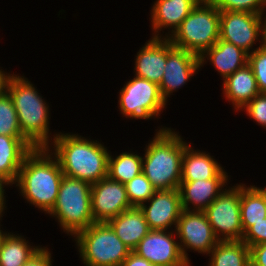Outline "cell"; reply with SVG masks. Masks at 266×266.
<instances>
[{
    "label": "cell",
    "mask_w": 266,
    "mask_h": 266,
    "mask_svg": "<svg viewBox=\"0 0 266 266\" xmlns=\"http://www.w3.org/2000/svg\"><path fill=\"white\" fill-rule=\"evenodd\" d=\"M74 237L86 266H121L132 252L108 222H94Z\"/></svg>",
    "instance_id": "52a82bcc"
},
{
    "label": "cell",
    "mask_w": 266,
    "mask_h": 266,
    "mask_svg": "<svg viewBox=\"0 0 266 266\" xmlns=\"http://www.w3.org/2000/svg\"><path fill=\"white\" fill-rule=\"evenodd\" d=\"M174 230L180 239L181 252L188 262L186 249L209 254L219 242L204 211L182 210Z\"/></svg>",
    "instance_id": "30bf717a"
},
{
    "label": "cell",
    "mask_w": 266,
    "mask_h": 266,
    "mask_svg": "<svg viewBox=\"0 0 266 266\" xmlns=\"http://www.w3.org/2000/svg\"><path fill=\"white\" fill-rule=\"evenodd\" d=\"M41 249L28 244L23 236L8 233L0 246V266H23Z\"/></svg>",
    "instance_id": "484cf974"
},
{
    "label": "cell",
    "mask_w": 266,
    "mask_h": 266,
    "mask_svg": "<svg viewBox=\"0 0 266 266\" xmlns=\"http://www.w3.org/2000/svg\"><path fill=\"white\" fill-rule=\"evenodd\" d=\"M51 260V253L44 247L23 266H52Z\"/></svg>",
    "instance_id": "e575fe53"
},
{
    "label": "cell",
    "mask_w": 266,
    "mask_h": 266,
    "mask_svg": "<svg viewBox=\"0 0 266 266\" xmlns=\"http://www.w3.org/2000/svg\"><path fill=\"white\" fill-rule=\"evenodd\" d=\"M0 135L23 136L13 101L6 91L0 94Z\"/></svg>",
    "instance_id": "83f0119b"
},
{
    "label": "cell",
    "mask_w": 266,
    "mask_h": 266,
    "mask_svg": "<svg viewBox=\"0 0 266 266\" xmlns=\"http://www.w3.org/2000/svg\"><path fill=\"white\" fill-rule=\"evenodd\" d=\"M132 207L125 184L107 176L91 185V211L94 222H108Z\"/></svg>",
    "instance_id": "4fadbf2b"
},
{
    "label": "cell",
    "mask_w": 266,
    "mask_h": 266,
    "mask_svg": "<svg viewBox=\"0 0 266 266\" xmlns=\"http://www.w3.org/2000/svg\"><path fill=\"white\" fill-rule=\"evenodd\" d=\"M1 229V228H0ZM6 232H4L3 233V231L2 230H0V246H1V243H2V241H3V238L6 236Z\"/></svg>",
    "instance_id": "ab89813d"
},
{
    "label": "cell",
    "mask_w": 266,
    "mask_h": 266,
    "mask_svg": "<svg viewBox=\"0 0 266 266\" xmlns=\"http://www.w3.org/2000/svg\"><path fill=\"white\" fill-rule=\"evenodd\" d=\"M121 266H155L151 264L148 260L138 256L133 251L128 255V257L123 261Z\"/></svg>",
    "instance_id": "d590c367"
},
{
    "label": "cell",
    "mask_w": 266,
    "mask_h": 266,
    "mask_svg": "<svg viewBox=\"0 0 266 266\" xmlns=\"http://www.w3.org/2000/svg\"><path fill=\"white\" fill-rule=\"evenodd\" d=\"M49 149H33L24 158L16 181V186H19L21 195L27 202L47 214L56 203L63 177L62 169Z\"/></svg>",
    "instance_id": "7a4b0ae2"
},
{
    "label": "cell",
    "mask_w": 266,
    "mask_h": 266,
    "mask_svg": "<svg viewBox=\"0 0 266 266\" xmlns=\"http://www.w3.org/2000/svg\"><path fill=\"white\" fill-rule=\"evenodd\" d=\"M205 58L210 60L224 80L248 63L247 52L230 42L220 39L199 57L200 67L206 62Z\"/></svg>",
    "instance_id": "44dd1931"
},
{
    "label": "cell",
    "mask_w": 266,
    "mask_h": 266,
    "mask_svg": "<svg viewBox=\"0 0 266 266\" xmlns=\"http://www.w3.org/2000/svg\"><path fill=\"white\" fill-rule=\"evenodd\" d=\"M173 46L200 57L220 36V10L210 0H200L173 35Z\"/></svg>",
    "instance_id": "5b68a950"
},
{
    "label": "cell",
    "mask_w": 266,
    "mask_h": 266,
    "mask_svg": "<svg viewBox=\"0 0 266 266\" xmlns=\"http://www.w3.org/2000/svg\"><path fill=\"white\" fill-rule=\"evenodd\" d=\"M173 47L170 39L153 38L142 47L136 56L135 76L160 84L164 75L167 52Z\"/></svg>",
    "instance_id": "2e32d148"
},
{
    "label": "cell",
    "mask_w": 266,
    "mask_h": 266,
    "mask_svg": "<svg viewBox=\"0 0 266 266\" xmlns=\"http://www.w3.org/2000/svg\"><path fill=\"white\" fill-rule=\"evenodd\" d=\"M118 238L133 251L150 231L143 211L132 207L108 221Z\"/></svg>",
    "instance_id": "7402d4cb"
},
{
    "label": "cell",
    "mask_w": 266,
    "mask_h": 266,
    "mask_svg": "<svg viewBox=\"0 0 266 266\" xmlns=\"http://www.w3.org/2000/svg\"><path fill=\"white\" fill-rule=\"evenodd\" d=\"M6 92L17 112L22 135L35 148H49V106L30 81L10 74Z\"/></svg>",
    "instance_id": "277c9868"
},
{
    "label": "cell",
    "mask_w": 266,
    "mask_h": 266,
    "mask_svg": "<svg viewBox=\"0 0 266 266\" xmlns=\"http://www.w3.org/2000/svg\"><path fill=\"white\" fill-rule=\"evenodd\" d=\"M241 184L222 190L218 197L204 210L219 241L242 240ZM222 235V236H221Z\"/></svg>",
    "instance_id": "ba28073f"
},
{
    "label": "cell",
    "mask_w": 266,
    "mask_h": 266,
    "mask_svg": "<svg viewBox=\"0 0 266 266\" xmlns=\"http://www.w3.org/2000/svg\"><path fill=\"white\" fill-rule=\"evenodd\" d=\"M125 187L128 199L133 207H140L143 203H146L156 191L143 172L125 183Z\"/></svg>",
    "instance_id": "f1b7e54d"
},
{
    "label": "cell",
    "mask_w": 266,
    "mask_h": 266,
    "mask_svg": "<svg viewBox=\"0 0 266 266\" xmlns=\"http://www.w3.org/2000/svg\"><path fill=\"white\" fill-rule=\"evenodd\" d=\"M242 241L248 246L266 243V217L253 224L243 235Z\"/></svg>",
    "instance_id": "d6a6232c"
},
{
    "label": "cell",
    "mask_w": 266,
    "mask_h": 266,
    "mask_svg": "<svg viewBox=\"0 0 266 266\" xmlns=\"http://www.w3.org/2000/svg\"><path fill=\"white\" fill-rule=\"evenodd\" d=\"M199 1L200 0H156L151 11V25L155 33L153 38H161L159 32L162 28L168 27V29H172L169 35H173Z\"/></svg>",
    "instance_id": "ac0fdd59"
},
{
    "label": "cell",
    "mask_w": 266,
    "mask_h": 266,
    "mask_svg": "<svg viewBox=\"0 0 266 266\" xmlns=\"http://www.w3.org/2000/svg\"><path fill=\"white\" fill-rule=\"evenodd\" d=\"M250 266H266V243L249 247Z\"/></svg>",
    "instance_id": "836d02e7"
},
{
    "label": "cell",
    "mask_w": 266,
    "mask_h": 266,
    "mask_svg": "<svg viewBox=\"0 0 266 266\" xmlns=\"http://www.w3.org/2000/svg\"><path fill=\"white\" fill-rule=\"evenodd\" d=\"M58 219L66 233L75 236L94 223L91 211V184L63 175L56 203L48 213Z\"/></svg>",
    "instance_id": "8992f818"
},
{
    "label": "cell",
    "mask_w": 266,
    "mask_h": 266,
    "mask_svg": "<svg viewBox=\"0 0 266 266\" xmlns=\"http://www.w3.org/2000/svg\"><path fill=\"white\" fill-rule=\"evenodd\" d=\"M139 208L143 211L150 230H167L177 225L182 212L179 188L170 190H156ZM169 227V228H168Z\"/></svg>",
    "instance_id": "5bb4252c"
},
{
    "label": "cell",
    "mask_w": 266,
    "mask_h": 266,
    "mask_svg": "<svg viewBox=\"0 0 266 266\" xmlns=\"http://www.w3.org/2000/svg\"><path fill=\"white\" fill-rule=\"evenodd\" d=\"M209 254V266H250V250L242 240L219 241Z\"/></svg>",
    "instance_id": "d4e9b609"
},
{
    "label": "cell",
    "mask_w": 266,
    "mask_h": 266,
    "mask_svg": "<svg viewBox=\"0 0 266 266\" xmlns=\"http://www.w3.org/2000/svg\"><path fill=\"white\" fill-rule=\"evenodd\" d=\"M6 185H9L8 182H6L3 178L0 177V218L2 217V212L4 211V207L5 206V196H4V191L5 189H3Z\"/></svg>",
    "instance_id": "8d00e7d4"
},
{
    "label": "cell",
    "mask_w": 266,
    "mask_h": 266,
    "mask_svg": "<svg viewBox=\"0 0 266 266\" xmlns=\"http://www.w3.org/2000/svg\"><path fill=\"white\" fill-rule=\"evenodd\" d=\"M9 76H10V73L7 75V73L2 71V69L0 70V94L6 91V85H7Z\"/></svg>",
    "instance_id": "74e56055"
},
{
    "label": "cell",
    "mask_w": 266,
    "mask_h": 266,
    "mask_svg": "<svg viewBox=\"0 0 266 266\" xmlns=\"http://www.w3.org/2000/svg\"><path fill=\"white\" fill-rule=\"evenodd\" d=\"M199 57L187 50L173 46L167 52L164 75L159 84L161 96L167 97L183 86L200 69Z\"/></svg>",
    "instance_id": "9a60e30c"
},
{
    "label": "cell",
    "mask_w": 266,
    "mask_h": 266,
    "mask_svg": "<svg viewBox=\"0 0 266 266\" xmlns=\"http://www.w3.org/2000/svg\"><path fill=\"white\" fill-rule=\"evenodd\" d=\"M223 92L236 111L250 102L259 90L251 66L247 63L223 80Z\"/></svg>",
    "instance_id": "603a6c76"
},
{
    "label": "cell",
    "mask_w": 266,
    "mask_h": 266,
    "mask_svg": "<svg viewBox=\"0 0 266 266\" xmlns=\"http://www.w3.org/2000/svg\"><path fill=\"white\" fill-rule=\"evenodd\" d=\"M228 179H209L181 181L179 192L183 210L190 211L189 205H194L191 211H204L224 190Z\"/></svg>",
    "instance_id": "ffe728a7"
},
{
    "label": "cell",
    "mask_w": 266,
    "mask_h": 266,
    "mask_svg": "<svg viewBox=\"0 0 266 266\" xmlns=\"http://www.w3.org/2000/svg\"><path fill=\"white\" fill-rule=\"evenodd\" d=\"M248 54V64L251 66L260 93L266 94V46L262 45Z\"/></svg>",
    "instance_id": "f546056e"
},
{
    "label": "cell",
    "mask_w": 266,
    "mask_h": 266,
    "mask_svg": "<svg viewBox=\"0 0 266 266\" xmlns=\"http://www.w3.org/2000/svg\"><path fill=\"white\" fill-rule=\"evenodd\" d=\"M173 234L174 231L150 230L133 252L155 266H190Z\"/></svg>",
    "instance_id": "7c38bea8"
},
{
    "label": "cell",
    "mask_w": 266,
    "mask_h": 266,
    "mask_svg": "<svg viewBox=\"0 0 266 266\" xmlns=\"http://www.w3.org/2000/svg\"><path fill=\"white\" fill-rule=\"evenodd\" d=\"M219 10L263 14L266 0H210Z\"/></svg>",
    "instance_id": "4dcf8cb0"
},
{
    "label": "cell",
    "mask_w": 266,
    "mask_h": 266,
    "mask_svg": "<svg viewBox=\"0 0 266 266\" xmlns=\"http://www.w3.org/2000/svg\"><path fill=\"white\" fill-rule=\"evenodd\" d=\"M119 94V109L126 118L158 117L166 106L159 85L137 76L127 82Z\"/></svg>",
    "instance_id": "9c48e42d"
},
{
    "label": "cell",
    "mask_w": 266,
    "mask_h": 266,
    "mask_svg": "<svg viewBox=\"0 0 266 266\" xmlns=\"http://www.w3.org/2000/svg\"><path fill=\"white\" fill-rule=\"evenodd\" d=\"M209 179H228V175L209 153L194 151L188 144L182 156L181 181Z\"/></svg>",
    "instance_id": "d6986e66"
},
{
    "label": "cell",
    "mask_w": 266,
    "mask_h": 266,
    "mask_svg": "<svg viewBox=\"0 0 266 266\" xmlns=\"http://www.w3.org/2000/svg\"><path fill=\"white\" fill-rule=\"evenodd\" d=\"M265 16H264V13H263L262 17L264 18V21H262V34H263L262 45H264V46H266V17Z\"/></svg>",
    "instance_id": "f35d334b"
},
{
    "label": "cell",
    "mask_w": 266,
    "mask_h": 266,
    "mask_svg": "<svg viewBox=\"0 0 266 266\" xmlns=\"http://www.w3.org/2000/svg\"><path fill=\"white\" fill-rule=\"evenodd\" d=\"M63 175L97 183L108 175L109 152L101 144L78 134H56L51 142Z\"/></svg>",
    "instance_id": "6da1fadb"
},
{
    "label": "cell",
    "mask_w": 266,
    "mask_h": 266,
    "mask_svg": "<svg viewBox=\"0 0 266 266\" xmlns=\"http://www.w3.org/2000/svg\"><path fill=\"white\" fill-rule=\"evenodd\" d=\"M33 149L24 136L0 135V177L16 183L23 160Z\"/></svg>",
    "instance_id": "e0dca14e"
},
{
    "label": "cell",
    "mask_w": 266,
    "mask_h": 266,
    "mask_svg": "<svg viewBox=\"0 0 266 266\" xmlns=\"http://www.w3.org/2000/svg\"><path fill=\"white\" fill-rule=\"evenodd\" d=\"M243 109L250 118L266 128V94H257Z\"/></svg>",
    "instance_id": "1f68e13d"
},
{
    "label": "cell",
    "mask_w": 266,
    "mask_h": 266,
    "mask_svg": "<svg viewBox=\"0 0 266 266\" xmlns=\"http://www.w3.org/2000/svg\"><path fill=\"white\" fill-rule=\"evenodd\" d=\"M241 222L244 233L255 223L266 217V186L259 188L255 186L245 187L241 184Z\"/></svg>",
    "instance_id": "cb8c5ba5"
},
{
    "label": "cell",
    "mask_w": 266,
    "mask_h": 266,
    "mask_svg": "<svg viewBox=\"0 0 266 266\" xmlns=\"http://www.w3.org/2000/svg\"><path fill=\"white\" fill-rule=\"evenodd\" d=\"M142 159V156L131 152H123L115 159L109 154L107 176L125 184L142 172Z\"/></svg>",
    "instance_id": "4316f807"
},
{
    "label": "cell",
    "mask_w": 266,
    "mask_h": 266,
    "mask_svg": "<svg viewBox=\"0 0 266 266\" xmlns=\"http://www.w3.org/2000/svg\"><path fill=\"white\" fill-rule=\"evenodd\" d=\"M188 143L170 128H160L146 145L142 172L156 190L177 189L181 183L182 156Z\"/></svg>",
    "instance_id": "3957f363"
},
{
    "label": "cell",
    "mask_w": 266,
    "mask_h": 266,
    "mask_svg": "<svg viewBox=\"0 0 266 266\" xmlns=\"http://www.w3.org/2000/svg\"><path fill=\"white\" fill-rule=\"evenodd\" d=\"M262 14L220 10V40L234 44L250 54L262 34Z\"/></svg>",
    "instance_id": "8fae6325"
}]
</instances>
